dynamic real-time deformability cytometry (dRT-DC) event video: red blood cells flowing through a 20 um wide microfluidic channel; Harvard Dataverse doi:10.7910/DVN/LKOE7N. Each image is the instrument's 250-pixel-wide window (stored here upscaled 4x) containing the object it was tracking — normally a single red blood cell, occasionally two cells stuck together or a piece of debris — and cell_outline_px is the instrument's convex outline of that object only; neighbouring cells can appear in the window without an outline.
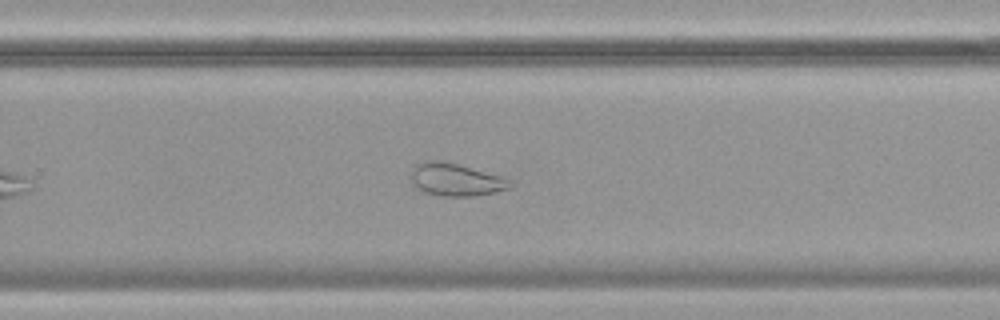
{"species": "common noctule bat (a hibernating species)", "species_latin": "Nyctalus noctula", "temperature_condition": "cold", "stored_images_in_passage": 47, "camera_frame_rate_fps": 3000, "um_per_image_px": 0.085, "animal": {"sex": "female", "body_mass_g": 19.9}, "frame": {"image": 1, "passage_image": 27, "time_ms": 8.667, "image_size_px": [1000, 320], "cell_outline_px": [[516, 184], [508, 188], [496, 192], [476, 196], [440, 196], [424, 192], [416, 188], [408, 176], [416, 164], [424, 160], [440, 160], [456, 164], [516, 180]], "centroid_in_image_um": [38.75, 15.28], "position_along_channel_um": 291.1, "area_um2": 19.19}, "authors_computed_cell_mechanics": {"area_um2": 24.1026, "velocity_mm_per_s": 3.4582, "shape_relaxation_time_tau1_ms": null, "shape_relaxation_time_tau2_ms": 1.7933, "deformation_change_tau1": null, "deformation_change_tau2": 0.0756}}